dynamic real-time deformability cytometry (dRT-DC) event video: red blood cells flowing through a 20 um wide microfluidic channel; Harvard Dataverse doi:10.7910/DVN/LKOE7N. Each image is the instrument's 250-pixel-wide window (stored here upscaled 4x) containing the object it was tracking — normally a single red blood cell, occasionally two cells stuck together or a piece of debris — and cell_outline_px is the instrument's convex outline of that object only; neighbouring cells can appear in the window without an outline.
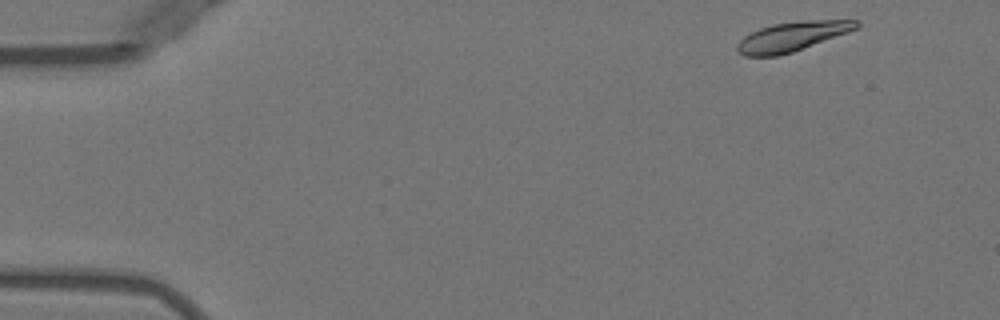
{"species": "Egyptian fruit bat (a non-hibernating species)", "species_latin": "Rousettus aegyptiacus", "temperature_condition": "warm", "stored_images_in_passage": 49, "camera_frame_rate_fps": 3000, "um_per_image_px": 0.085, "animal": {"sex": "female"}, "frame": {"image": 1, "passage_image": 2, "time_ms": 0.333, "image_size_px": [1000, 320], "cell_outline_px": [[860, 24], [856, 28], [848, 32], [792, 52], [776, 56], [744, 56], [736, 48], [736, 44], [744, 36], [760, 28], [772, 24], [804, 20], [860, 20]], "centroid_in_image_um": [67.31, 3.09], "position_along_channel_um": 17.7, "area_um2": 20.23}}
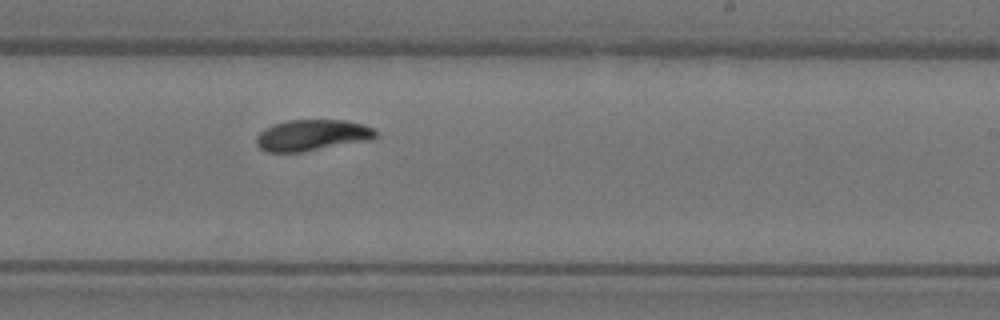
{"frame": {"image": 2, "passage_image": 29, "time_ms": 9.333, "image_size_px": [1000, 320], "cell_outline_px": [[376, 136], [372, 140], [300, 152], [268, 152], [260, 148], [256, 144], [256, 136], [264, 128], [272, 124], [288, 120], [344, 120], [360, 124], [372, 128], [376, 132]], "centroid_in_image_um": [26.49, 11.49], "position_along_channel_um": 262.5, "area_um2": 21.62}}
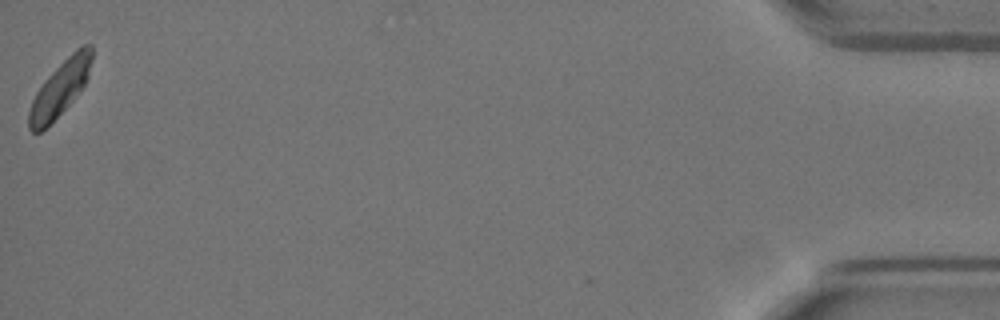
{"frame": {"image": 3, "passage_image": 49, "time_ms": 16.0, "image_size_px": [1000, 320], "cell_outline_px": [[92, 60], [88, 76], [80, 92], [40, 132], [32, 132], [28, 128], [28, 112], [32, 100], [36, 92], [44, 80], [76, 48], [84, 44], [92, 44]], "centroid_in_image_um": [5.1, 7.49], "position_along_channel_um": 430.1, "area_um2": 19.77}, "authors_computed_cell_mechanics": {"area_um2": 21.3282, "velocity_mm_per_s": 3.9161, "shape_relaxation_time_tau1_ms": 2.5147, "shape_relaxation_time_tau2_ms": 2.5862, "deformation_change_tau1": 0.136, "deformation_change_tau2": 0.0642}}